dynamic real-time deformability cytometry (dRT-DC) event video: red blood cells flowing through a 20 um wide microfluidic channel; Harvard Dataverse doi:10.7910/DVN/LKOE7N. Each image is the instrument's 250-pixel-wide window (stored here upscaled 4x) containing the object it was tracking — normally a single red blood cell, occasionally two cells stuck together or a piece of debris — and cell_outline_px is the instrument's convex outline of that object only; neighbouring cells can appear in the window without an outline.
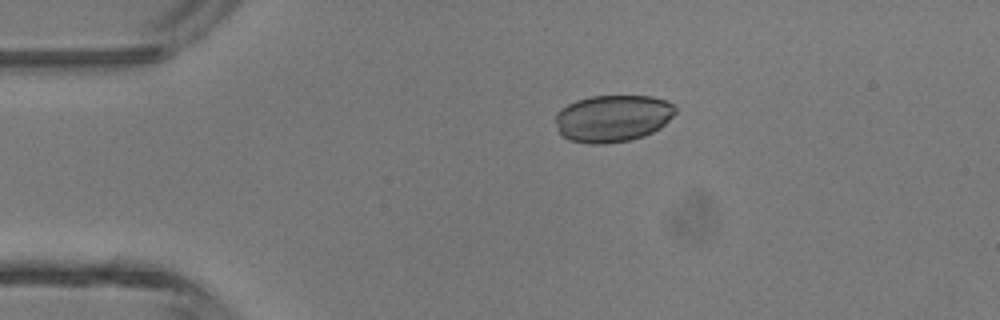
{"species": "common noctule bat (a hibernating species)", "species_latin": "Nyctalus noctula", "temperature_condition": "room temperature", "stored_images_in_passage": 37, "camera_frame_rate_fps": 3000, "um_per_image_px": 0.085, "animal": {"sex": "male", "body_mass_g": 13.3}, "frame": {"image": 1, "passage_image": 1, "time_ms": 0.0, "image_size_px": [1000, 320], "cell_outline_px": [[676, 112], [660, 128], [644, 136], [628, 140], [604, 144], [588, 144], [568, 140], [560, 136], [556, 124], [556, 112], [560, 108], [576, 100], [592, 96], [652, 96], [668, 100], [676, 108]], "centroid_in_image_um": [52.05, 10.06], "position_along_channel_um": 32.9, "area_um2": 33.12}}
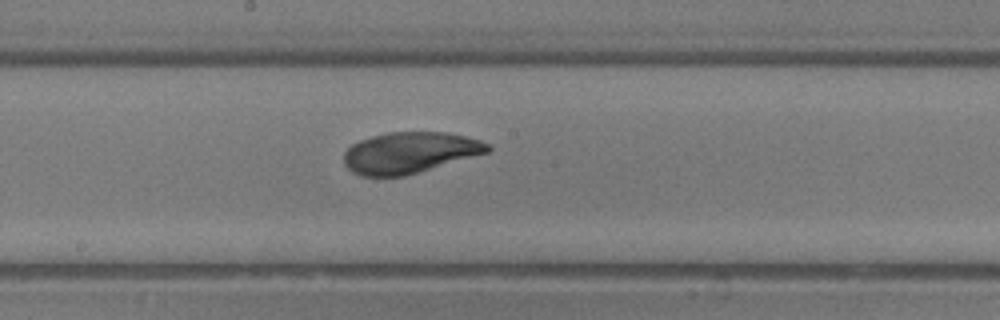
{"frame": {"image": 2, "passage_image": 16, "time_ms": 5.0, "image_size_px": [1000, 320], "cell_outline_px": [[492, 148], [488, 152], [404, 176], [360, 176], [352, 172], [344, 164], [344, 152], [352, 144], [360, 140], [372, 136], [388, 132], [448, 132], [480, 140], [488, 144]], "centroid_in_image_um": [34.79, 12.97], "position_along_channel_um": 213.4, "area_um2": 34.28}}
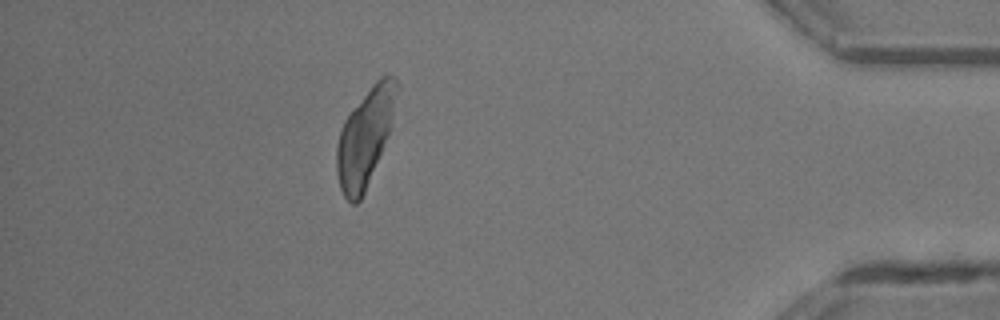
{"frame": {"image": 3, "passage_image": 32, "time_ms": 10.333, "image_size_px": [1000, 320], "cell_outline_px": [[400, 88], [388, 132], [364, 192], [360, 200], [356, 204], [352, 204], [344, 196], [340, 188], [336, 172], [336, 148], [340, 132], [344, 120], [372, 84], [380, 76], [396, 76], [400, 84]], "centroid_in_image_um": [31.02, 11.61], "position_along_channel_um": 404.2, "area_um2": 33.29}}